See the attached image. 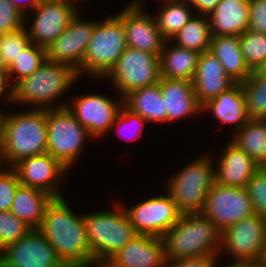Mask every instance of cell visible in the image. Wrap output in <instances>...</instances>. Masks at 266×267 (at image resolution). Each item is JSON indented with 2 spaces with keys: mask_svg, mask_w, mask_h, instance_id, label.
<instances>
[{
  "mask_svg": "<svg viewBox=\"0 0 266 267\" xmlns=\"http://www.w3.org/2000/svg\"><path fill=\"white\" fill-rule=\"evenodd\" d=\"M261 263L266 267V237L263 245L262 255L260 257Z\"/></svg>",
  "mask_w": 266,
  "mask_h": 267,
  "instance_id": "49",
  "label": "cell"
},
{
  "mask_svg": "<svg viewBox=\"0 0 266 267\" xmlns=\"http://www.w3.org/2000/svg\"><path fill=\"white\" fill-rule=\"evenodd\" d=\"M168 44L170 43L165 41L159 56L161 78L192 81L200 53L174 45L173 42L170 47Z\"/></svg>",
  "mask_w": 266,
  "mask_h": 267,
  "instance_id": "28",
  "label": "cell"
},
{
  "mask_svg": "<svg viewBox=\"0 0 266 267\" xmlns=\"http://www.w3.org/2000/svg\"><path fill=\"white\" fill-rule=\"evenodd\" d=\"M30 43L31 40L26 26L14 32L0 35V52L7 67L15 61L17 56L23 52Z\"/></svg>",
  "mask_w": 266,
  "mask_h": 267,
  "instance_id": "35",
  "label": "cell"
},
{
  "mask_svg": "<svg viewBox=\"0 0 266 267\" xmlns=\"http://www.w3.org/2000/svg\"><path fill=\"white\" fill-rule=\"evenodd\" d=\"M192 83L197 102L202 107L236 82L226 74L220 61L210 51H206L199 55Z\"/></svg>",
  "mask_w": 266,
  "mask_h": 267,
  "instance_id": "19",
  "label": "cell"
},
{
  "mask_svg": "<svg viewBox=\"0 0 266 267\" xmlns=\"http://www.w3.org/2000/svg\"><path fill=\"white\" fill-rule=\"evenodd\" d=\"M7 70L8 67L5 64L3 56L0 52V77L6 82V85H7Z\"/></svg>",
  "mask_w": 266,
  "mask_h": 267,
  "instance_id": "48",
  "label": "cell"
},
{
  "mask_svg": "<svg viewBox=\"0 0 266 267\" xmlns=\"http://www.w3.org/2000/svg\"><path fill=\"white\" fill-rule=\"evenodd\" d=\"M249 119H266V75L260 70L252 71L241 82Z\"/></svg>",
  "mask_w": 266,
  "mask_h": 267,
  "instance_id": "32",
  "label": "cell"
},
{
  "mask_svg": "<svg viewBox=\"0 0 266 267\" xmlns=\"http://www.w3.org/2000/svg\"><path fill=\"white\" fill-rule=\"evenodd\" d=\"M212 36H240L249 25V2L221 0L208 15Z\"/></svg>",
  "mask_w": 266,
  "mask_h": 267,
  "instance_id": "23",
  "label": "cell"
},
{
  "mask_svg": "<svg viewBox=\"0 0 266 267\" xmlns=\"http://www.w3.org/2000/svg\"><path fill=\"white\" fill-rule=\"evenodd\" d=\"M201 111L210 112L221 124L234 125L233 133L249 120L241 83H235L228 90L204 104Z\"/></svg>",
  "mask_w": 266,
  "mask_h": 267,
  "instance_id": "24",
  "label": "cell"
},
{
  "mask_svg": "<svg viewBox=\"0 0 266 267\" xmlns=\"http://www.w3.org/2000/svg\"><path fill=\"white\" fill-rule=\"evenodd\" d=\"M216 256L187 258L166 263V267H215Z\"/></svg>",
  "mask_w": 266,
  "mask_h": 267,
  "instance_id": "42",
  "label": "cell"
},
{
  "mask_svg": "<svg viewBox=\"0 0 266 267\" xmlns=\"http://www.w3.org/2000/svg\"><path fill=\"white\" fill-rule=\"evenodd\" d=\"M1 267H65L38 229L0 251Z\"/></svg>",
  "mask_w": 266,
  "mask_h": 267,
  "instance_id": "13",
  "label": "cell"
},
{
  "mask_svg": "<svg viewBox=\"0 0 266 267\" xmlns=\"http://www.w3.org/2000/svg\"><path fill=\"white\" fill-rule=\"evenodd\" d=\"M51 1H61V0H40V2H51Z\"/></svg>",
  "mask_w": 266,
  "mask_h": 267,
  "instance_id": "52",
  "label": "cell"
},
{
  "mask_svg": "<svg viewBox=\"0 0 266 267\" xmlns=\"http://www.w3.org/2000/svg\"><path fill=\"white\" fill-rule=\"evenodd\" d=\"M67 201L54 198L38 229L53 246L65 267H87L93 260L83 214L77 215Z\"/></svg>",
  "mask_w": 266,
  "mask_h": 267,
  "instance_id": "1",
  "label": "cell"
},
{
  "mask_svg": "<svg viewBox=\"0 0 266 267\" xmlns=\"http://www.w3.org/2000/svg\"><path fill=\"white\" fill-rule=\"evenodd\" d=\"M78 79L77 71L71 66L46 58L39 69L18 81L10 89L9 102L30 104L33 109H52L53 101L72 87Z\"/></svg>",
  "mask_w": 266,
  "mask_h": 267,
  "instance_id": "4",
  "label": "cell"
},
{
  "mask_svg": "<svg viewBox=\"0 0 266 267\" xmlns=\"http://www.w3.org/2000/svg\"><path fill=\"white\" fill-rule=\"evenodd\" d=\"M31 228L11 211L0 212V251L23 238Z\"/></svg>",
  "mask_w": 266,
  "mask_h": 267,
  "instance_id": "36",
  "label": "cell"
},
{
  "mask_svg": "<svg viewBox=\"0 0 266 267\" xmlns=\"http://www.w3.org/2000/svg\"><path fill=\"white\" fill-rule=\"evenodd\" d=\"M260 71H261L264 75H266V62H265V64L260 68Z\"/></svg>",
  "mask_w": 266,
  "mask_h": 267,
  "instance_id": "51",
  "label": "cell"
},
{
  "mask_svg": "<svg viewBox=\"0 0 266 267\" xmlns=\"http://www.w3.org/2000/svg\"><path fill=\"white\" fill-rule=\"evenodd\" d=\"M110 260L119 267H166L162 238L137 234Z\"/></svg>",
  "mask_w": 266,
  "mask_h": 267,
  "instance_id": "20",
  "label": "cell"
},
{
  "mask_svg": "<svg viewBox=\"0 0 266 267\" xmlns=\"http://www.w3.org/2000/svg\"><path fill=\"white\" fill-rule=\"evenodd\" d=\"M8 0H0V35L14 32L26 26L27 20Z\"/></svg>",
  "mask_w": 266,
  "mask_h": 267,
  "instance_id": "39",
  "label": "cell"
},
{
  "mask_svg": "<svg viewBox=\"0 0 266 267\" xmlns=\"http://www.w3.org/2000/svg\"><path fill=\"white\" fill-rule=\"evenodd\" d=\"M159 1L163 2V6L154 17L162 37L169 41L195 14L186 0Z\"/></svg>",
  "mask_w": 266,
  "mask_h": 267,
  "instance_id": "30",
  "label": "cell"
},
{
  "mask_svg": "<svg viewBox=\"0 0 266 267\" xmlns=\"http://www.w3.org/2000/svg\"><path fill=\"white\" fill-rule=\"evenodd\" d=\"M243 57L252 70H260L266 62V34L246 30L239 36Z\"/></svg>",
  "mask_w": 266,
  "mask_h": 267,
  "instance_id": "34",
  "label": "cell"
},
{
  "mask_svg": "<svg viewBox=\"0 0 266 267\" xmlns=\"http://www.w3.org/2000/svg\"><path fill=\"white\" fill-rule=\"evenodd\" d=\"M4 112H2V109L0 110V139L2 136V129H3V121H4Z\"/></svg>",
  "mask_w": 266,
  "mask_h": 267,
  "instance_id": "50",
  "label": "cell"
},
{
  "mask_svg": "<svg viewBox=\"0 0 266 267\" xmlns=\"http://www.w3.org/2000/svg\"><path fill=\"white\" fill-rule=\"evenodd\" d=\"M8 1L13 6H15L23 15H25V20L28 17L27 15L28 11H26L27 9L26 7L29 5V9L34 10L40 4V0H8Z\"/></svg>",
  "mask_w": 266,
  "mask_h": 267,
  "instance_id": "44",
  "label": "cell"
},
{
  "mask_svg": "<svg viewBox=\"0 0 266 267\" xmlns=\"http://www.w3.org/2000/svg\"><path fill=\"white\" fill-rule=\"evenodd\" d=\"M123 208L137 234L159 238L178 222L182 214L167 193L144 199L130 208L123 205Z\"/></svg>",
  "mask_w": 266,
  "mask_h": 267,
  "instance_id": "11",
  "label": "cell"
},
{
  "mask_svg": "<svg viewBox=\"0 0 266 267\" xmlns=\"http://www.w3.org/2000/svg\"><path fill=\"white\" fill-rule=\"evenodd\" d=\"M147 123V121L145 119H143L139 114H136L134 112H132L130 109H128L125 105H123L115 119V122L112 124L111 130L113 128H115L114 126H116L119 129V135L122 134L123 132H125V130H123L122 128L127 125L129 126H133V132L134 134L132 136H130L128 133V135L124 134L125 136H128L129 138L126 139H130V140H137V137L140 136V134L143 132L144 130V124ZM129 124V125H128ZM134 124V125H133ZM123 126V127H122ZM129 126V128H130ZM126 127V126H125ZM121 128V129H120ZM131 129V128H130ZM132 130V129H131ZM128 131V130H127ZM121 132V133H120ZM130 132V131H129ZM131 132V133H133ZM122 136V135H121Z\"/></svg>",
  "mask_w": 266,
  "mask_h": 267,
  "instance_id": "40",
  "label": "cell"
},
{
  "mask_svg": "<svg viewBox=\"0 0 266 267\" xmlns=\"http://www.w3.org/2000/svg\"><path fill=\"white\" fill-rule=\"evenodd\" d=\"M266 237V218L256 213L221 232V252L232 259L260 260Z\"/></svg>",
  "mask_w": 266,
  "mask_h": 267,
  "instance_id": "12",
  "label": "cell"
},
{
  "mask_svg": "<svg viewBox=\"0 0 266 267\" xmlns=\"http://www.w3.org/2000/svg\"><path fill=\"white\" fill-rule=\"evenodd\" d=\"M46 148V109L5 113L0 139V165L13 167L22 159L46 153Z\"/></svg>",
  "mask_w": 266,
  "mask_h": 267,
  "instance_id": "2",
  "label": "cell"
},
{
  "mask_svg": "<svg viewBox=\"0 0 266 267\" xmlns=\"http://www.w3.org/2000/svg\"><path fill=\"white\" fill-rule=\"evenodd\" d=\"M119 267L110 259H97L93 260L87 267Z\"/></svg>",
  "mask_w": 266,
  "mask_h": 267,
  "instance_id": "46",
  "label": "cell"
},
{
  "mask_svg": "<svg viewBox=\"0 0 266 267\" xmlns=\"http://www.w3.org/2000/svg\"><path fill=\"white\" fill-rule=\"evenodd\" d=\"M248 30L266 34V0H249Z\"/></svg>",
  "mask_w": 266,
  "mask_h": 267,
  "instance_id": "41",
  "label": "cell"
},
{
  "mask_svg": "<svg viewBox=\"0 0 266 267\" xmlns=\"http://www.w3.org/2000/svg\"><path fill=\"white\" fill-rule=\"evenodd\" d=\"M209 51L220 61L234 82L241 83L252 73L243 57L238 35L212 36Z\"/></svg>",
  "mask_w": 266,
  "mask_h": 267,
  "instance_id": "26",
  "label": "cell"
},
{
  "mask_svg": "<svg viewBox=\"0 0 266 267\" xmlns=\"http://www.w3.org/2000/svg\"><path fill=\"white\" fill-rule=\"evenodd\" d=\"M13 168L21 185L46 191L55 198L64 197L59 190V179L69 170L49 153L22 159Z\"/></svg>",
  "mask_w": 266,
  "mask_h": 267,
  "instance_id": "18",
  "label": "cell"
},
{
  "mask_svg": "<svg viewBox=\"0 0 266 267\" xmlns=\"http://www.w3.org/2000/svg\"><path fill=\"white\" fill-rule=\"evenodd\" d=\"M205 154L185 166L168 180L167 194L182 213H201L209 190L216 182L215 167Z\"/></svg>",
  "mask_w": 266,
  "mask_h": 267,
  "instance_id": "6",
  "label": "cell"
},
{
  "mask_svg": "<svg viewBox=\"0 0 266 267\" xmlns=\"http://www.w3.org/2000/svg\"><path fill=\"white\" fill-rule=\"evenodd\" d=\"M5 93V94H3ZM10 90L8 89L6 82L0 77V98L3 99L2 95L6 96L4 97V100H7L9 103V94Z\"/></svg>",
  "mask_w": 266,
  "mask_h": 267,
  "instance_id": "47",
  "label": "cell"
},
{
  "mask_svg": "<svg viewBox=\"0 0 266 267\" xmlns=\"http://www.w3.org/2000/svg\"><path fill=\"white\" fill-rule=\"evenodd\" d=\"M142 7L141 1L132 0L116 14L123 23L127 47L160 56L166 40L158 29L155 17L147 14Z\"/></svg>",
  "mask_w": 266,
  "mask_h": 267,
  "instance_id": "15",
  "label": "cell"
},
{
  "mask_svg": "<svg viewBox=\"0 0 266 267\" xmlns=\"http://www.w3.org/2000/svg\"><path fill=\"white\" fill-rule=\"evenodd\" d=\"M218 260L215 262V267ZM225 267H265L260 260H245V259H233L231 263L226 264Z\"/></svg>",
  "mask_w": 266,
  "mask_h": 267,
  "instance_id": "45",
  "label": "cell"
},
{
  "mask_svg": "<svg viewBox=\"0 0 266 267\" xmlns=\"http://www.w3.org/2000/svg\"><path fill=\"white\" fill-rule=\"evenodd\" d=\"M201 213L222 232L254 214V209L246 188L224 186L215 182L207 194Z\"/></svg>",
  "mask_w": 266,
  "mask_h": 267,
  "instance_id": "10",
  "label": "cell"
},
{
  "mask_svg": "<svg viewBox=\"0 0 266 267\" xmlns=\"http://www.w3.org/2000/svg\"><path fill=\"white\" fill-rule=\"evenodd\" d=\"M124 105L148 123L167 122L165 100L159 83L131 91L124 97Z\"/></svg>",
  "mask_w": 266,
  "mask_h": 267,
  "instance_id": "27",
  "label": "cell"
},
{
  "mask_svg": "<svg viewBox=\"0 0 266 267\" xmlns=\"http://www.w3.org/2000/svg\"><path fill=\"white\" fill-rule=\"evenodd\" d=\"M97 21H84L77 13L63 33L46 49L47 59L71 66L77 72Z\"/></svg>",
  "mask_w": 266,
  "mask_h": 267,
  "instance_id": "17",
  "label": "cell"
},
{
  "mask_svg": "<svg viewBox=\"0 0 266 267\" xmlns=\"http://www.w3.org/2000/svg\"><path fill=\"white\" fill-rule=\"evenodd\" d=\"M159 84L165 100L167 123L202 113L192 81L160 78Z\"/></svg>",
  "mask_w": 266,
  "mask_h": 267,
  "instance_id": "22",
  "label": "cell"
},
{
  "mask_svg": "<svg viewBox=\"0 0 266 267\" xmlns=\"http://www.w3.org/2000/svg\"><path fill=\"white\" fill-rule=\"evenodd\" d=\"M127 48L125 29L122 21L115 15L98 21L87 46L83 65L77 72L93 77H105L115 66L117 59Z\"/></svg>",
  "mask_w": 266,
  "mask_h": 267,
  "instance_id": "8",
  "label": "cell"
},
{
  "mask_svg": "<svg viewBox=\"0 0 266 267\" xmlns=\"http://www.w3.org/2000/svg\"><path fill=\"white\" fill-rule=\"evenodd\" d=\"M226 145L215 167L216 182L224 186L245 188L260 166L231 140Z\"/></svg>",
  "mask_w": 266,
  "mask_h": 267,
  "instance_id": "21",
  "label": "cell"
},
{
  "mask_svg": "<svg viewBox=\"0 0 266 267\" xmlns=\"http://www.w3.org/2000/svg\"><path fill=\"white\" fill-rule=\"evenodd\" d=\"M211 37L208 15L196 14L168 42H175L174 45L179 47L203 53L209 51Z\"/></svg>",
  "mask_w": 266,
  "mask_h": 267,
  "instance_id": "31",
  "label": "cell"
},
{
  "mask_svg": "<svg viewBox=\"0 0 266 267\" xmlns=\"http://www.w3.org/2000/svg\"><path fill=\"white\" fill-rule=\"evenodd\" d=\"M0 165V212L10 211L15 192L20 185L16 170Z\"/></svg>",
  "mask_w": 266,
  "mask_h": 267,
  "instance_id": "38",
  "label": "cell"
},
{
  "mask_svg": "<svg viewBox=\"0 0 266 267\" xmlns=\"http://www.w3.org/2000/svg\"><path fill=\"white\" fill-rule=\"evenodd\" d=\"M254 213L266 218V167H260L246 185Z\"/></svg>",
  "mask_w": 266,
  "mask_h": 267,
  "instance_id": "37",
  "label": "cell"
},
{
  "mask_svg": "<svg viewBox=\"0 0 266 267\" xmlns=\"http://www.w3.org/2000/svg\"><path fill=\"white\" fill-rule=\"evenodd\" d=\"M232 134L233 143L260 167H266V119H249Z\"/></svg>",
  "mask_w": 266,
  "mask_h": 267,
  "instance_id": "29",
  "label": "cell"
},
{
  "mask_svg": "<svg viewBox=\"0 0 266 267\" xmlns=\"http://www.w3.org/2000/svg\"><path fill=\"white\" fill-rule=\"evenodd\" d=\"M112 208L111 211L83 214L94 260L110 259L137 235L123 204L117 202Z\"/></svg>",
  "mask_w": 266,
  "mask_h": 267,
  "instance_id": "5",
  "label": "cell"
},
{
  "mask_svg": "<svg viewBox=\"0 0 266 267\" xmlns=\"http://www.w3.org/2000/svg\"><path fill=\"white\" fill-rule=\"evenodd\" d=\"M66 105L67 102L60 103L55 108L46 109V152L69 169L82 155L87 138L94 139V137Z\"/></svg>",
  "mask_w": 266,
  "mask_h": 267,
  "instance_id": "7",
  "label": "cell"
},
{
  "mask_svg": "<svg viewBox=\"0 0 266 267\" xmlns=\"http://www.w3.org/2000/svg\"><path fill=\"white\" fill-rule=\"evenodd\" d=\"M106 77L124 98L131 91L159 83L160 58L156 54L127 47Z\"/></svg>",
  "mask_w": 266,
  "mask_h": 267,
  "instance_id": "9",
  "label": "cell"
},
{
  "mask_svg": "<svg viewBox=\"0 0 266 267\" xmlns=\"http://www.w3.org/2000/svg\"><path fill=\"white\" fill-rule=\"evenodd\" d=\"M46 48L30 43L7 70V87L10 90L18 81L29 77L46 60ZM15 75V76H14ZM15 79H12L14 78ZM12 80V82H11ZM12 83V84H11Z\"/></svg>",
  "mask_w": 266,
  "mask_h": 267,
  "instance_id": "33",
  "label": "cell"
},
{
  "mask_svg": "<svg viewBox=\"0 0 266 267\" xmlns=\"http://www.w3.org/2000/svg\"><path fill=\"white\" fill-rule=\"evenodd\" d=\"M199 15H209L221 0H186Z\"/></svg>",
  "mask_w": 266,
  "mask_h": 267,
  "instance_id": "43",
  "label": "cell"
},
{
  "mask_svg": "<svg viewBox=\"0 0 266 267\" xmlns=\"http://www.w3.org/2000/svg\"><path fill=\"white\" fill-rule=\"evenodd\" d=\"M166 262L187 258L218 257L221 231L202 213L181 214L163 236Z\"/></svg>",
  "mask_w": 266,
  "mask_h": 267,
  "instance_id": "3",
  "label": "cell"
},
{
  "mask_svg": "<svg viewBox=\"0 0 266 267\" xmlns=\"http://www.w3.org/2000/svg\"><path fill=\"white\" fill-rule=\"evenodd\" d=\"M73 100L74 102L66 105L67 108L94 138L104 137L111 131L112 124L124 105V98L120 99L121 102L117 100L116 103L113 99L99 93H87Z\"/></svg>",
  "mask_w": 266,
  "mask_h": 267,
  "instance_id": "16",
  "label": "cell"
},
{
  "mask_svg": "<svg viewBox=\"0 0 266 267\" xmlns=\"http://www.w3.org/2000/svg\"><path fill=\"white\" fill-rule=\"evenodd\" d=\"M78 1L81 0L40 2L31 12L34 16L28 28L31 42L47 49L78 13L75 6Z\"/></svg>",
  "mask_w": 266,
  "mask_h": 267,
  "instance_id": "14",
  "label": "cell"
},
{
  "mask_svg": "<svg viewBox=\"0 0 266 267\" xmlns=\"http://www.w3.org/2000/svg\"><path fill=\"white\" fill-rule=\"evenodd\" d=\"M55 197L35 187L19 185L10 211L31 229H39L48 205Z\"/></svg>",
  "mask_w": 266,
  "mask_h": 267,
  "instance_id": "25",
  "label": "cell"
}]
</instances>
